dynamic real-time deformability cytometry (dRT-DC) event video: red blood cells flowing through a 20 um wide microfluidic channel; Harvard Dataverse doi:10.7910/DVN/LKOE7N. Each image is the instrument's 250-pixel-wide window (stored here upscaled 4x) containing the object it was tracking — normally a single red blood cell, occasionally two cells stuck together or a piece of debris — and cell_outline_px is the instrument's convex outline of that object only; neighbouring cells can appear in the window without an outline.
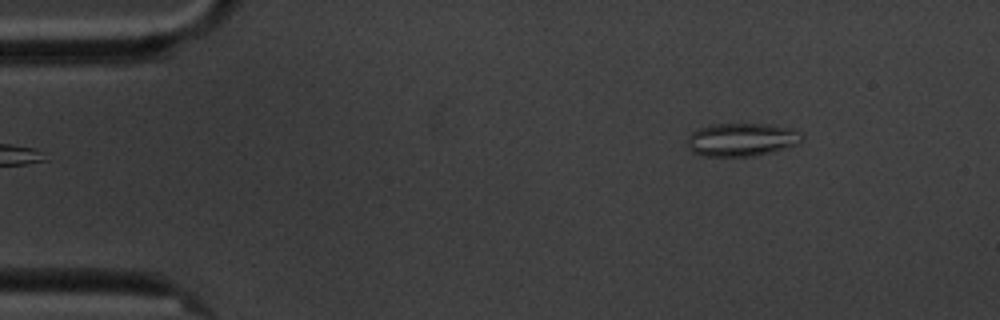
{"species": "common noctule bat (a hibernating species)", "species_latin": "Nyctalus noctula", "temperature_condition": "cold", "stored_images_in_passage": 2, "camera_frame_rate_fps": 3000, "um_per_image_px": 0.085, "animal": {"sex": "male", "body_mass_g": 20.1, "forearm_length_mm": 53.5}, "frame": {"image": 1, "passage_image": 2, "time_ms": 1.333, "image_size_px": [1000, 320], "cell_outline_px": [[804, 140], [796, 144], [772, 152], [756, 156], [700, 156], [692, 152], [688, 148], [688, 136], [692, 132], [700, 128], [712, 124], [768, 124], [792, 128], [804, 136]], "centroid_in_image_um": [63.04, 11.87], "position_along_channel_um": 22.0, "area_um2": 22.25}}